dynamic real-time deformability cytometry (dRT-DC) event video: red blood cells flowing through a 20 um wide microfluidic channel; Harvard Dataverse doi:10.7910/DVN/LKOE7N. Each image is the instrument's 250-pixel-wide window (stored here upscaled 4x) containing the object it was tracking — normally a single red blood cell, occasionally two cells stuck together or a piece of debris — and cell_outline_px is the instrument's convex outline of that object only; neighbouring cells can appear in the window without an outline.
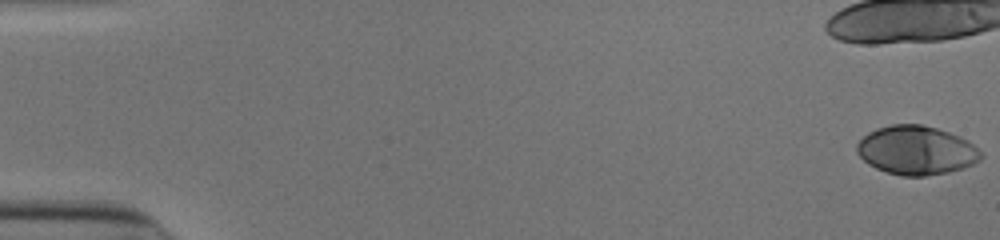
{"species": "human", "species_latin": "Homo sapiens", "temperature_condition": "cold", "stored_images_in_passage": 21, "camera_frame_rate_fps": 3000, "um_per_image_px": 0.085, "donor": {"sex": "male"}, "frame": {"image": 1, "passage_image": 1, "time_ms": 0.0, "image_size_px": [1000, 240], "cell_outline_px": [[984, 156], [980, 160], [964, 168], [948, 172], [924, 176], [900, 176], [876, 168], [868, 164], [856, 152], [856, 144], [868, 132], [876, 128], [892, 124], [920, 124], [936, 128], [960, 136], [968, 140]], "centroid_in_image_um": [77.88, 12.77], "position_along_channel_um": 7.1, "area_um2": 35.32}}